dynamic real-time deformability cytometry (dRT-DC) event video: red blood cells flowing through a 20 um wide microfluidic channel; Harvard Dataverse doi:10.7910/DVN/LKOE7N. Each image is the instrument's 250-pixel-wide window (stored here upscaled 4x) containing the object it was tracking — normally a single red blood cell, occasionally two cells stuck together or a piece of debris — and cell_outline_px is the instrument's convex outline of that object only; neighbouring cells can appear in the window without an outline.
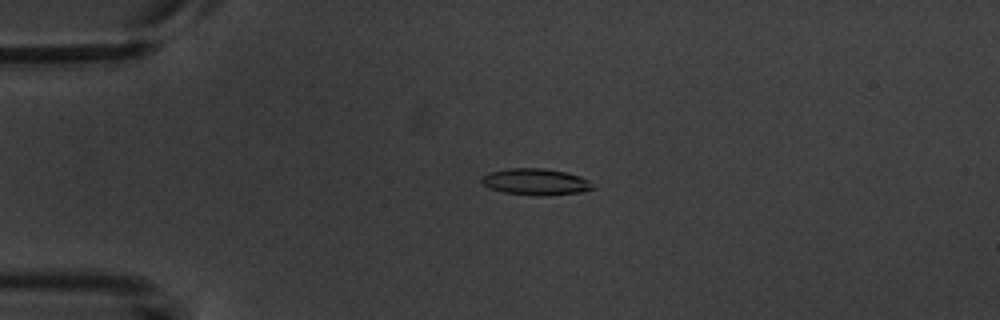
{"species": "common noctule bat (a hibernating species)", "species_latin": "Nyctalus noctula", "temperature_condition": "warm", "stored_images_in_passage": 5, "camera_frame_rate_fps": 3000, "um_per_image_px": 0.085, "animal": {"sex": "male", "body_mass_g": 20.1, "forearm_length_mm": 53.5}, "frame": {"image": 1, "passage_image": 4, "time_ms": 3.667, "image_size_px": [1000, 320], "cell_outline_px": [[596, 188], [584, 192], [544, 196], [536, 196], [504, 192], [488, 188], [480, 180], [488, 172], [508, 168], [544, 168], [564, 172], [580, 176], [588, 180]], "centroid_in_image_um": [45.55, 15.46], "position_along_channel_um": 39.5, "area_um2": 17.28}}